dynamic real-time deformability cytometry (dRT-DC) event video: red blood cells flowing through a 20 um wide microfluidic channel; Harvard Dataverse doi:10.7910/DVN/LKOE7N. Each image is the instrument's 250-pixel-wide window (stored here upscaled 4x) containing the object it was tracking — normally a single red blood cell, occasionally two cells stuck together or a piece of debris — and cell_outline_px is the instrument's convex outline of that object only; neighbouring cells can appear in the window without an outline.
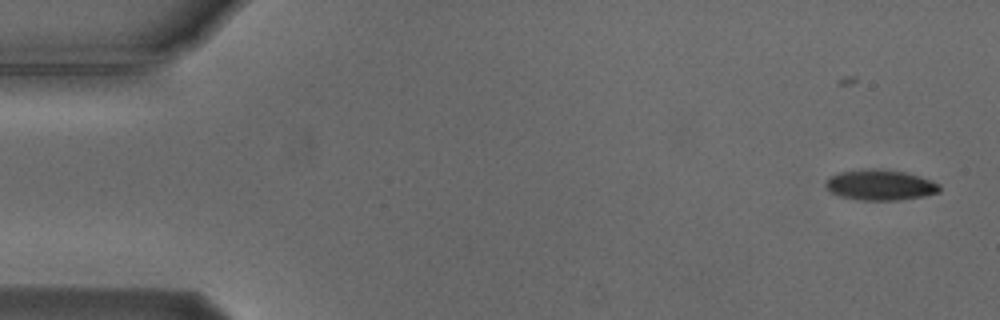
{"species": "Egyptian fruit bat (a non-hibernating species)", "species_latin": "Rousettus aegyptiacus", "temperature_condition": "cold", "stored_images_in_passage": 53, "camera_frame_rate_fps": 3000, "um_per_image_px": 0.085, "animal": {"sex": "male"}, "frame": {"image": 1, "passage_image": 1, "time_ms": 0.0, "image_size_px": [1000, 320], "cell_outline_px": [[940, 192], [924, 196], [900, 200], [860, 200], [840, 196], [828, 192], [824, 184], [832, 176], [840, 172], [864, 168], [880, 168], [904, 172], [932, 180], [940, 184]], "centroid_in_image_um": [74.82, 15.72], "position_along_channel_um": 10.2, "area_um2": 20.46}}
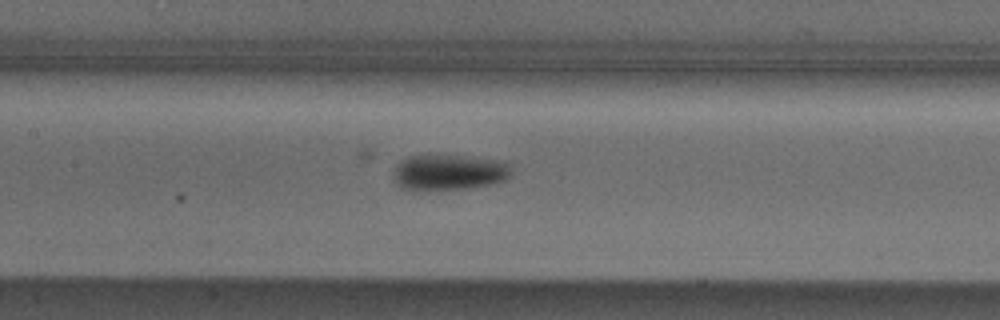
{"frame": {"image": 2, "passage_image": 24, "time_ms": 7.667, "image_size_px": [1000, 320], "cell_outline_px": [[512, 176], [504, 180], [492, 184], [464, 188], [412, 192], [396, 184], [396, 164], [400, 160], [408, 156], [460, 156], [496, 160], [508, 164], [512, 168]], "centroid_in_image_um": [38.16, 14.67], "position_along_channel_um": 169.2, "area_um2": 24.45}}
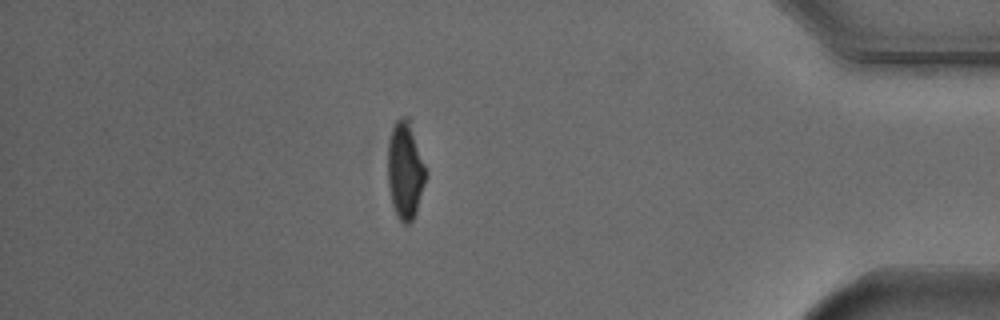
{"frame": {"image": 3, "passage_image": 46, "time_ms": 15.0, "image_size_px": [1000, 320], "cell_outline_px": [[428, 172], [416, 212], [412, 220], [408, 224], [404, 224], [396, 216], [392, 204], [388, 184], [388, 140], [392, 128], [396, 120], [400, 116], [408, 116]], "centroid_in_image_um": [34.44, 14.46], "position_along_channel_um": 400.8, "area_um2": 21.79}, "authors_computed_cell_mechanics": {"area_um2": 22.0218, "velocity_mm_per_s": 3.7471, "shape_relaxation_time_tau1_ms": 1.854, "shape_relaxation_time_tau2_ms": null, "deformation_change_tau1": 0.1062, "deformation_change_tau2": null}}